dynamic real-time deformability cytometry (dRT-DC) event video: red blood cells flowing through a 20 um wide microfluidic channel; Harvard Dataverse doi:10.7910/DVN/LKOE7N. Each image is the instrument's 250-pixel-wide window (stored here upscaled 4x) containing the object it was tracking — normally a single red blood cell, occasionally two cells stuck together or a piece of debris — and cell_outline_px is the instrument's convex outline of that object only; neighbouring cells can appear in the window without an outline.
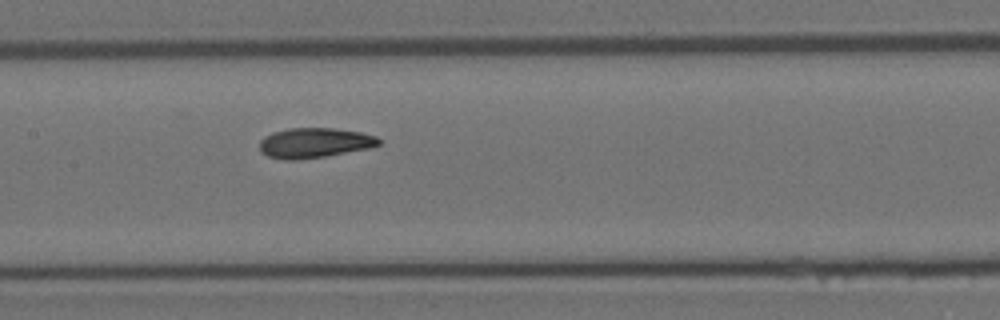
{"species": "Egyptian fruit bat (a non-hibernating species)", "species_latin": "Rousettus aegyptiacus", "temperature_condition": "room temperature", "stored_images_in_passage": 6, "camera_frame_rate_fps": 3000, "um_per_image_px": 0.085, "animal": {"sex": "female"}, "frame": {"image": 1, "passage_image": 6, "time_ms": 1.667, "image_size_px": [1000, 320], "cell_outline_px": [[380, 144], [372, 148], [324, 156], [296, 160], [284, 160], [268, 156], [260, 152], [260, 140], [264, 136], [272, 132], [288, 128], [332, 128], [360, 132], [376, 136], [380, 140]], "centroid_in_image_um": [26.71, 12.14], "position_along_channel_um": 180.7, "area_um2": 20.92}}